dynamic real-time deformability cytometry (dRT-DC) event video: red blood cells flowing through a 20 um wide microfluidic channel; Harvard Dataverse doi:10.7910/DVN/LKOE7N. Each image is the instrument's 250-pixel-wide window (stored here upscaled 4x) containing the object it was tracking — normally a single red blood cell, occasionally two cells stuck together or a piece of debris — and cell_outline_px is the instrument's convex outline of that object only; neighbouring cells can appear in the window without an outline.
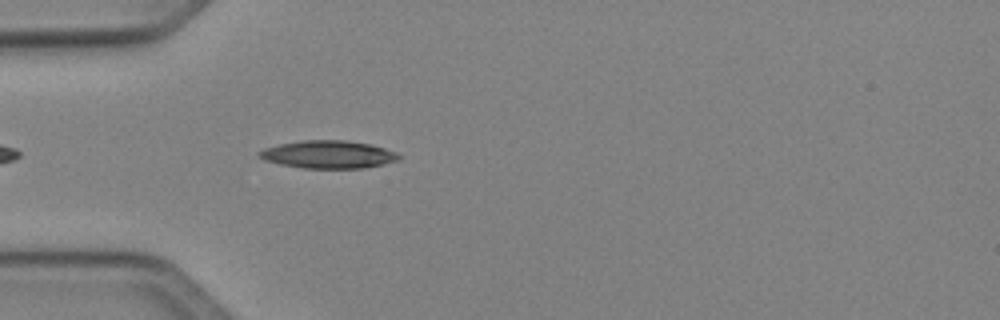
{"species": "Egyptian fruit bat (a non-hibernating species)", "species_latin": "Rousettus aegyptiacus", "temperature_condition": "cold", "stored_images_in_passage": 25, "camera_frame_rate_fps": 3000, "um_per_image_px": 0.085, "animal": {"sex": "female"}, "frame": {"image": 1, "passage_image": 4, "time_ms": 1.0, "image_size_px": [1000, 320], "cell_outline_px": [[400, 160], [364, 168], [304, 168], [280, 164], [264, 160], [256, 156], [256, 152], [264, 148], [280, 144], [304, 140], [344, 140], [368, 144], [384, 148], [396, 152], [400, 156]], "centroid_in_image_um": [27.86, 13.13], "position_along_channel_um": 57.1, "area_um2": 22.54}}
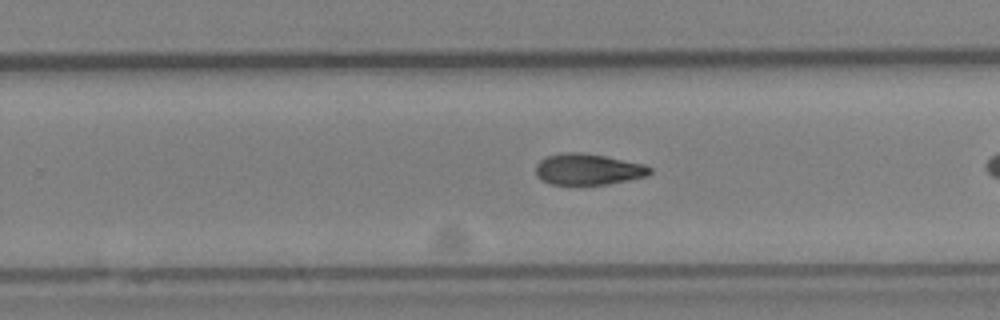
{"frame": {"image": 2, "passage_image": 18, "time_ms": 5.667, "image_size_px": [1000, 320], "cell_outline_px": [[652, 172], [648, 176], [608, 184], [552, 184], [536, 176], [536, 164], [544, 156], [564, 152], [580, 152], [604, 156], [644, 164], [652, 168]], "centroid_in_image_um": [49.99, 14.38], "position_along_channel_um": 279.8, "area_um2": 20.69}}